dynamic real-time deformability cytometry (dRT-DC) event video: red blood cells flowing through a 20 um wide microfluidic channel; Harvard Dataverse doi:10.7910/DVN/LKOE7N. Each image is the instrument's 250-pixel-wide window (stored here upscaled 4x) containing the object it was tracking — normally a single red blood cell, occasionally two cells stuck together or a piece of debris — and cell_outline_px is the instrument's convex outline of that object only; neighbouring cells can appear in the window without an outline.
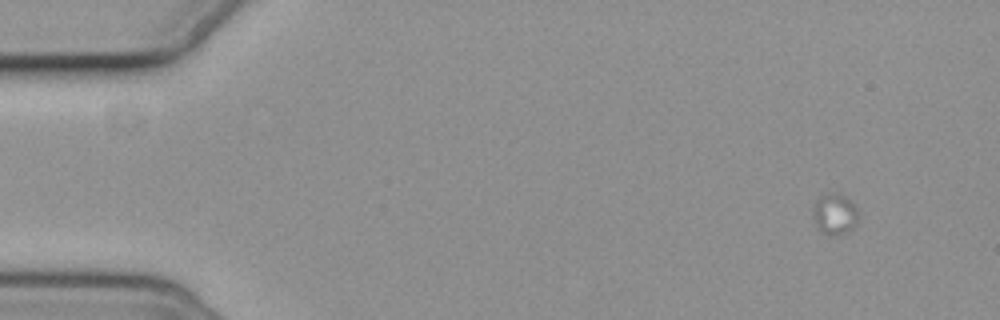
{"species": "common noctule bat (a hibernating species)", "species_latin": "Nyctalus noctula", "temperature_condition": "cold", "stored_images_in_passage": 2, "camera_frame_rate_fps": 3000, "um_per_image_px": 0.085, "animal": {"sex": "female", "body_mass_g": 19.3, "forearm_length_mm": 54.1}, "frame": {"image": 1, "passage_image": 1, "time_ms": 0.0, "image_size_px": [1000, 320], "cell_outline_px": [[860, 216], [856, 224], [852, 228], [836, 236], [828, 236], [820, 228], [816, 220], [816, 204], [820, 196], [844, 196], [852, 200], [860, 212]], "centroid_in_image_um": [71.09, 18.24], "position_along_channel_um": 13.9, "area_um2": 10.12}}